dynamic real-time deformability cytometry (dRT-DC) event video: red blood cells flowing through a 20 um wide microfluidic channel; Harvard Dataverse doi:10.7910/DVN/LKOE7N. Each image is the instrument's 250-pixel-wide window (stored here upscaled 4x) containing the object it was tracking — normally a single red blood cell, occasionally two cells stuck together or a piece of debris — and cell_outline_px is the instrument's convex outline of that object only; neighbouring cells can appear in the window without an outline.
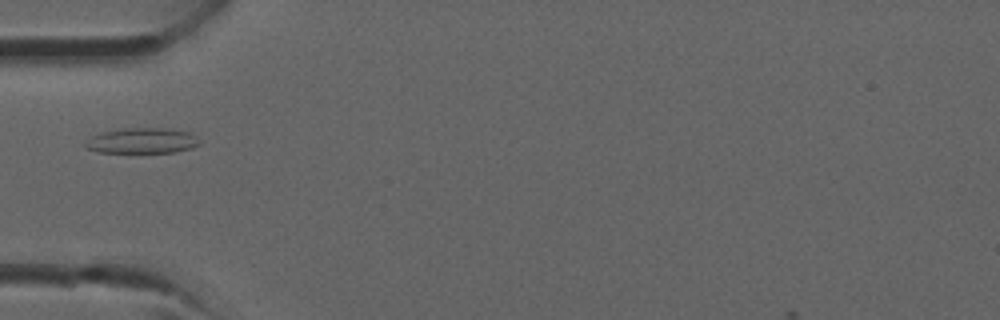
{"species": "common noctule bat (a hibernating species)", "species_latin": "Nyctalus noctula", "temperature_condition": "room temperature", "stored_images_in_passage": 30, "camera_frame_rate_fps": 3000, "um_per_image_px": 0.085, "animal": {"sex": "male", "forearm_length_mm": 52.5}, "frame": {"image": 1, "passage_image": 5, "time_ms": 1.333, "image_size_px": [1000, 320], "cell_outline_px": [[200, 144], [192, 148], [176, 152], [100, 152], [88, 148], [84, 144], [92, 136], [104, 132], [124, 128], [164, 128], [188, 132]], "centroid_in_image_um": [12.07, 11.96], "position_along_channel_um": 72.9, "area_um2": 16.47}}
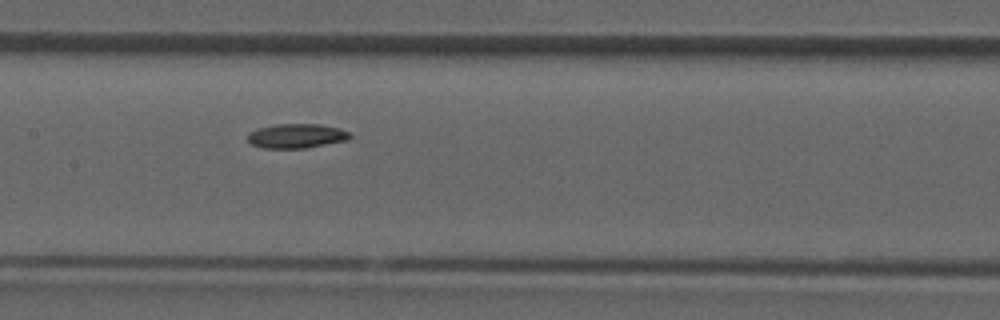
{"frame": {"image": 2, "passage_image": 11, "time_ms": 3.333, "image_size_px": [1000, 320], "cell_outline_px": [[352, 136], [348, 140], [304, 148], [264, 148], [252, 144], [248, 140], [248, 132], [256, 128], [276, 124], [320, 124], [340, 128], [348, 132]], "centroid_in_image_um": [25.19, 11.54], "position_along_channel_um": 182.2, "area_um2": 14.57}}
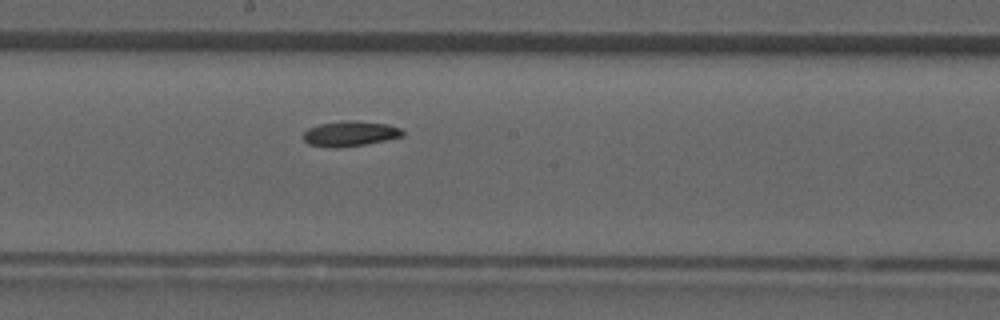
{"frame": {"image": 3, "passage_image": 13, "time_ms": 4.0, "image_size_px": [1000, 320], "cell_outline_px": [[404, 136], [364, 144], [308, 144], [304, 140], [304, 132], [308, 128], [320, 124], [340, 120], [352, 120], [388, 124], [400, 128], [404, 132]], "centroid_in_image_um": [29.82, 11.29], "position_along_channel_um": 218.4, "area_um2": 13.7}}